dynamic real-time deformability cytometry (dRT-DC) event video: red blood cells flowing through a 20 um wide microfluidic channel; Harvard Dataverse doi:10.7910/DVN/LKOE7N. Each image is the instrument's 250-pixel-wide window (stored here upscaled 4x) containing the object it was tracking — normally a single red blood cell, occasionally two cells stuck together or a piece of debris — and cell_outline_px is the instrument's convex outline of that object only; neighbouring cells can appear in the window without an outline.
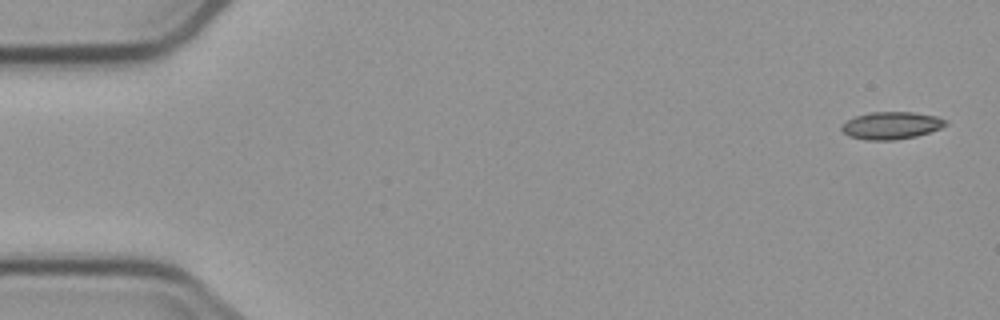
{"species": "common noctule bat (a hibernating species)", "species_latin": "Nyctalus noctula", "temperature_condition": "cold", "stored_images_in_passage": 5, "camera_frame_rate_fps": 3000, "um_per_image_px": 0.085, "animal": {"sex": "male", "body_mass_g": 23.1, "forearm_length_mm": 52.7}, "frame": {"image": 1, "passage_image": 1, "time_ms": 0.0, "image_size_px": [1000, 320], "cell_outline_px": [[948, 124], [940, 128], [916, 136], [896, 140], [868, 140], [848, 136], [840, 128], [848, 120], [856, 116], [868, 112], [912, 112], [936, 116], [948, 120]], "centroid_in_image_um": [75.78, 10.66], "position_along_channel_um": 9.2, "area_um2": 16.53}}
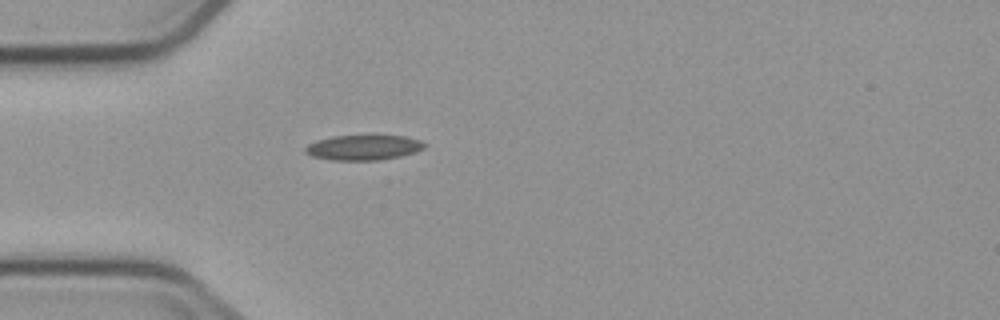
{"frame": {"image": 2, "passage_image": 5, "time_ms": 4.667, "image_size_px": [1000, 320], "cell_outline_px": [[428, 144], [424, 148], [416, 152], [400, 156], [376, 160], [332, 160], [312, 156], [304, 152], [304, 148], [308, 144], [332, 136], [372, 132], [376, 132], [404, 136], [420, 140]], "centroid_in_image_um": [30.95, 12.47], "position_along_channel_um": 54.1, "area_um2": 18.38}}